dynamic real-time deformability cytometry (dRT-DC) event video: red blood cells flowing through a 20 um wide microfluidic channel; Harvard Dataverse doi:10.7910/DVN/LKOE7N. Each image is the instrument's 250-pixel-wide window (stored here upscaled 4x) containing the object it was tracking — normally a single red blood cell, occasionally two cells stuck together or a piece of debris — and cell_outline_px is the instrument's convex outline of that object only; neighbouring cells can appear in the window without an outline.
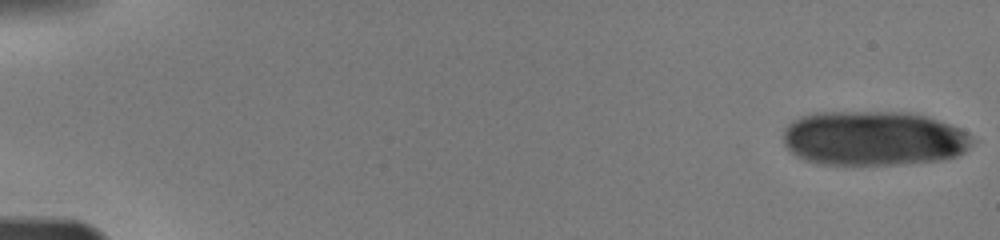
{"species": "human", "species_latin": "Homo sapiens", "temperature_condition": "warm", "stored_images_in_passage": 41, "camera_frame_rate_fps": 3000, "um_per_image_px": 0.085, "donor": {"sex": "male"}, "frame": {"image": 1, "passage_image": 1, "time_ms": 0.0, "image_size_px": [1000, 240], "cell_outline_px": [[980, 140], [964, 152], [956, 156], [944, 160], [900, 164], [816, 164], [804, 160], [796, 156], [784, 144], [784, 128], [792, 120], [800, 116], [816, 112], [908, 112], [928, 116], [960, 128], [968, 132]], "centroid_in_image_um": [74.31, 11.76], "position_along_channel_um": 10.7, "area_um2": 61.09}}
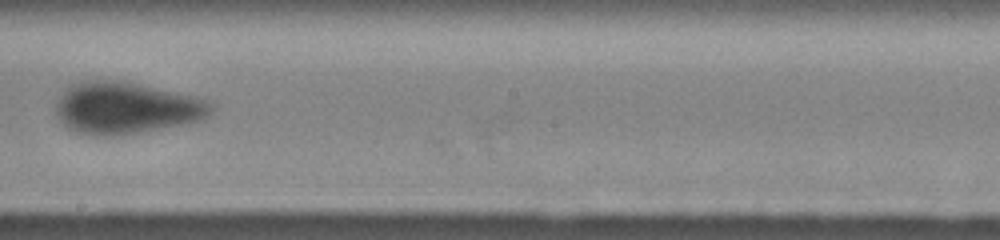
{"frame": {"image": 2, "passage_image": 21, "time_ms": 10.0, "image_size_px": [1000, 240], "cell_outline_px": [[216, 108], [212, 112], [200, 120], [188, 124], [144, 132], [120, 136], [92, 136], [72, 132], [56, 116], [56, 104], [64, 88], [68, 84], [80, 80], [124, 80], [196, 96], [208, 100]], "centroid_in_image_um": [10.71, 9.18], "position_along_channel_um": 237.5, "area_um2": 48.09}}
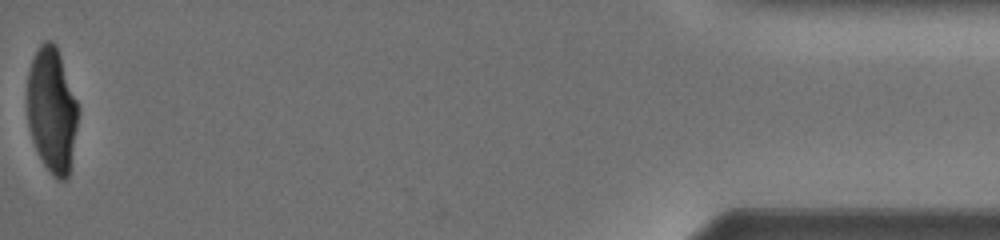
{"frame": {"image": 3, "passage_image": 41, "time_ms": 16.667, "image_size_px": [1000, 240], "cell_outline_px": [[80, 112], [68, 176], [64, 180], [56, 180], [44, 164], [32, 140], [28, 124], [28, 72], [32, 60], [40, 44], [44, 40], [52, 40], [56, 44], [80, 108]], "centroid_in_image_um": [4.43, 9.34], "position_along_channel_um": 430.8, "area_um2": 37.11}}